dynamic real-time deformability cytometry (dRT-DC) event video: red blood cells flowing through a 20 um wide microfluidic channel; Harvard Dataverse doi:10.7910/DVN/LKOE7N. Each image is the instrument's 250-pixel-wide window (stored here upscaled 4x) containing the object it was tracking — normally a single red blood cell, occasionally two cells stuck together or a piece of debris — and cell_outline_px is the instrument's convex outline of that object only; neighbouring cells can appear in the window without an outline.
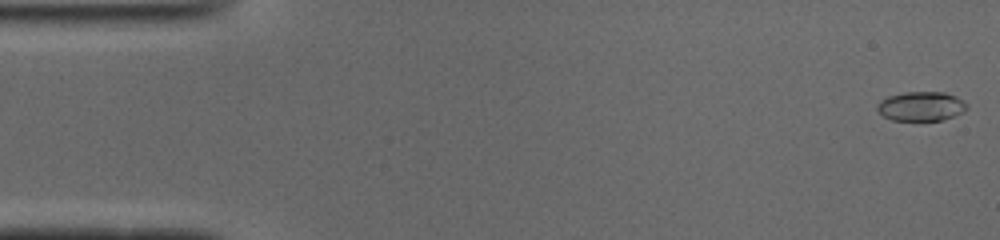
{"species": "common noctule bat (a hibernating species)", "species_latin": "Nyctalus noctula", "temperature_condition": "cold", "stored_images_in_passage": 51, "camera_frame_rate_fps": 3000, "um_per_image_px": 0.085, "animal": {"sex": "male", "body_mass_g": 19.0, "forearm_length_mm": 50.8}, "frame": {"image": 1, "passage_image": 1, "time_ms": 0.0, "image_size_px": [1000, 240], "cell_outline_px": [[968, 108], [964, 112], [940, 120], [892, 120], [884, 116], [876, 108], [876, 104], [880, 100], [888, 96], [904, 92], [944, 92], [956, 96], [968, 104]], "centroid_in_image_um": [78.3, 9.02], "position_along_channel_um": 6.7, "area_um2": 15.32}}
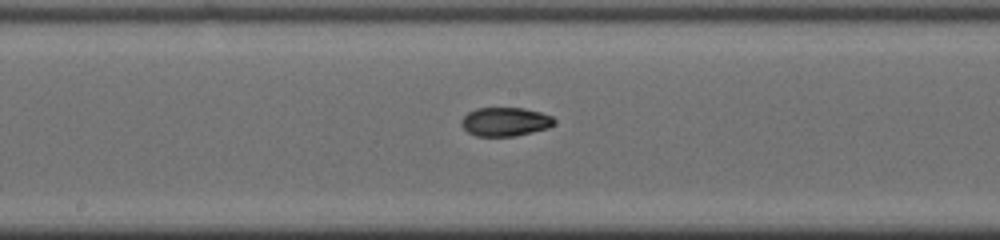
{"frame": {"image": 2, "passage_image": 26, "time_ms": 8.333, "image_size_px": [1000, 240], "cell_outline_px": [[556, 120], [548, 128], [532, 132], [512, 136], [476, 136], [468, 132], [460, 124], [460, 120], [468, 112], [476, 108], [524, 108], [540, 112], [552, 116]], "centroid_in_image_um": [42.92, 10.34], "position_along_channel_um": 205.3, "area_um2": 15.55}}
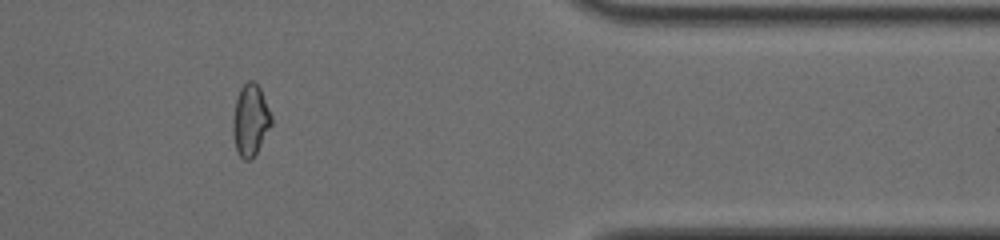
{"frame": {"image": 3, "passage_image": 42, "time_ms": 13.667, "image_size_px": [1000, 240], "cell_outline_px": [[272, 124], [256, 152], [248, 160], [244, 160], [240, 156], [236, 148], [232, 132], [232, 120], [236, 100], [240, 88], [248, 80], [252, 80], [260, 88], [272, 116]], "centroid_in_image_um": [21.27, 10.19], "position_along_channel_um": 390.1, "area_um2": 15.84}, "authors_computed_cell_mechanics": {"area_um2": 15.6638, "velocity_mm_per_s": 3.9425, "shape_relaxation_time_tau1_ms": 6.4293, "shape_relaxation_time_tau2_ms": 5.2921, "deformation_change_tau1": 0.198, "deformation_change_tau2": 0.0724}}